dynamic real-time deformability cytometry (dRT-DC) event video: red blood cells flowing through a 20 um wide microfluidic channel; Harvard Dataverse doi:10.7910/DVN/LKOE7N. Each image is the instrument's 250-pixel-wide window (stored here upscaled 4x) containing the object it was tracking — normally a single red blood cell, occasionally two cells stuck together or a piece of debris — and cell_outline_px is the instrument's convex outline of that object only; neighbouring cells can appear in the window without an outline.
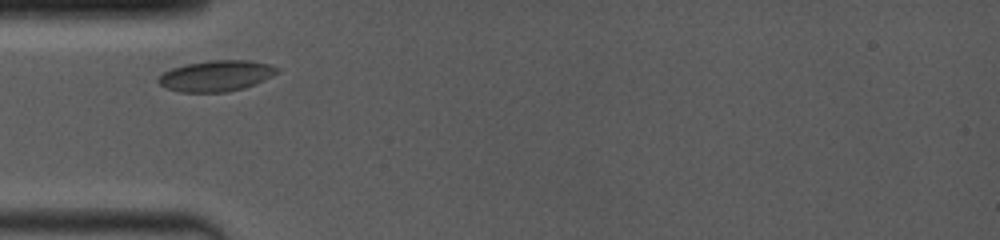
{"species": "common noctule bat (a hibernating species)", "species_latin": "Nyctalus noctula", "temperature_condition": "room temperature", "stored_images_in_passage": 18, "camera_frame_rate_fps": 4000, "um_per_image_px": 0.085, "animal": {"sex": "female", "body_mass_g": 19.0, "forearm_length_mm": 53.3}, "frame": {"image": 1, "passage_image": 1, "time_ms": 0.0, "image_size_px": [1000, 240], "cell_outline_px": [[280, 72], [264, 80], [244, 88], [228, 92], [180, 92], [164, 88], [156, 80], [164, 72], [172, 68], [184, 64], [212, 60], [248, 60], [268, 64], [280, 68]], "centroid_in_image_um": [18.38, 6.45], "position_along_channel_um": 66.6, "area_um2": 21.5}}
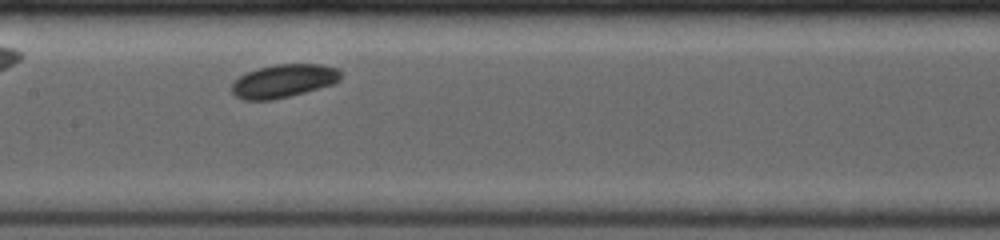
{"frame": {"image": 2, "passage_image": 4, "time_ms": 3.0, "image_size_px": [1000, 240], "cell_outline_px": [[340, 80], [332, 84], [304, 92], [272, 100], [244, 100], [236, 96], [232, 92], [232, 84], [240, 76], [248, 72], [260, 68], [280, 64], [320, 64], [336, 68], [340, 72]], "centroid_in_image_um": [24.1, 6.88], "position_along_channel_um": 183.3, "area_um2": 20.69}}
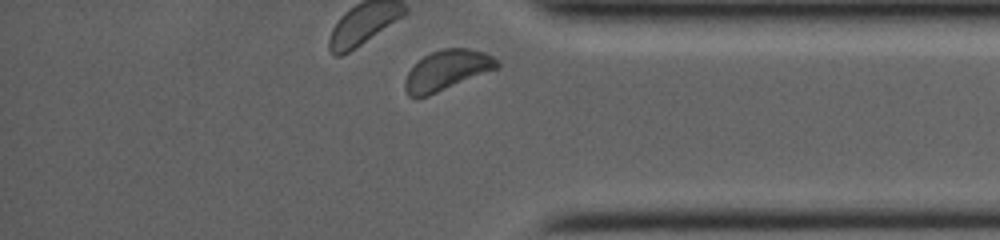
{"frame": {"image": 3, "passage_image": 17, "time_ms": 8.5, "image_size_px": [1000, 240], "cell_outline_px": [[500, 68], [428, 96], [416, 100], [408, 96], [404, 88], [404, 80], [408, 72], [424, 56], [432, 52], [444, 48], [468, 48], [484, 52], [492, 56], [500, 64]], "centroid_in_image_um": [37.98, 6.0], "position_along_channel_um": 397.2, "area_um2": 21.73}}